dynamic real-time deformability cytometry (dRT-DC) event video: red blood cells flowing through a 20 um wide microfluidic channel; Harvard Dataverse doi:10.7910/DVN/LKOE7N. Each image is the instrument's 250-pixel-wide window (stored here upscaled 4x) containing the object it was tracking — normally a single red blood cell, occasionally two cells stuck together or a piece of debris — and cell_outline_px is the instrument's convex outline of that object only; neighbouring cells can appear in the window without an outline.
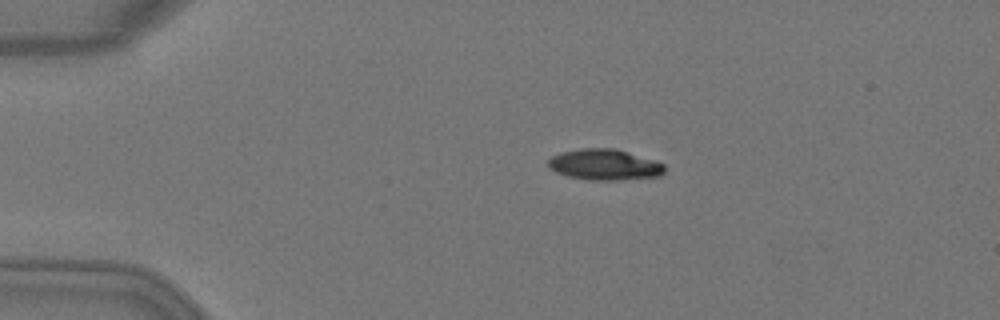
{"species": "Egyptian fruit bat (a non-hibernating species)", "species_latin": "Rousettus aegyptiacus", "temperature_condition": "warm", "stored_images_in_passage": 4, "camera_frame_rate_fps": 3000, "um_per_image_px": 0.085, "animal": {"sex": "female"}, "frame": {"image": 1, "passage_image": 3, "time_ms": 0.667, "image_size_px": [1000, 320], "cell_outline_px": [[664, 172], [660, 176], [620, 180], [588, 180], [568, 176], [556, 172], [548, 168], [548, 160], [552, 156], [560, 152], [584, 148], [616, 148], [656, 160], [664, 164]], "centroid_in_image_um": [51.39, 13.99], "position_along_channel_um": 33.6, "area_um2": 21.15}}